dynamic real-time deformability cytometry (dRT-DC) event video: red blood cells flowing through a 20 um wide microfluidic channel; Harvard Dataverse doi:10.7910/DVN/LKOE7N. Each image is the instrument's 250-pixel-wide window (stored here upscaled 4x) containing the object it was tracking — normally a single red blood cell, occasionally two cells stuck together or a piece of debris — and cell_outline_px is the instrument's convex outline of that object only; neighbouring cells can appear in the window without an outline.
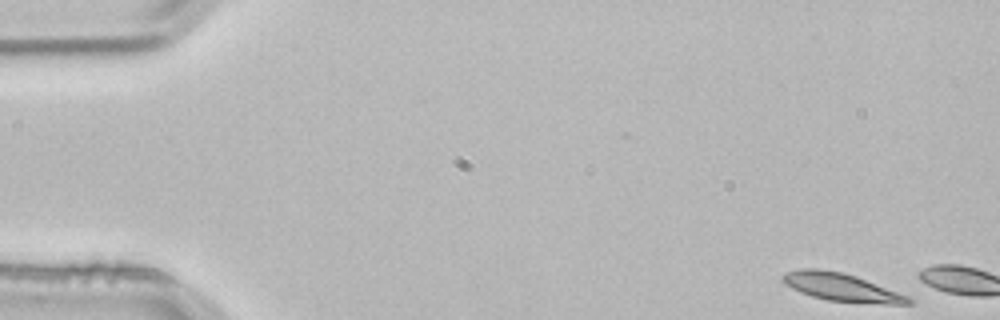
{"species": "common noctule bat (a hibernating species)", "species_latin": "Nyctalus noctula", "temperature_condition": "room temperature", "stored_images_in_passage": 2, "camera_frame_rate_fps": 3000, "um_per_image_px": 0.085, "animal": {"sex": "male", "body_mass_g": 21.5, "forearm_length_mm": 52.0}, "frame": {"image": 1, "passage_image": 1, "time_ms": 0.0, "image_size_px": [1000, 320], "cell_outline_px": [[912, 304], [888, 304], [828, 300], [812, 296], [800, 292], [784, 284], [780, 280], [780, 276], [784, 272], [800, 268], [816, 268], [840, 272], [856, 276], [908, 296], [912, 300]], "centroid_in_image_um": [71.45, 24.4], "position_along_channel_um": 13.6, "area_um2": 20.35}}